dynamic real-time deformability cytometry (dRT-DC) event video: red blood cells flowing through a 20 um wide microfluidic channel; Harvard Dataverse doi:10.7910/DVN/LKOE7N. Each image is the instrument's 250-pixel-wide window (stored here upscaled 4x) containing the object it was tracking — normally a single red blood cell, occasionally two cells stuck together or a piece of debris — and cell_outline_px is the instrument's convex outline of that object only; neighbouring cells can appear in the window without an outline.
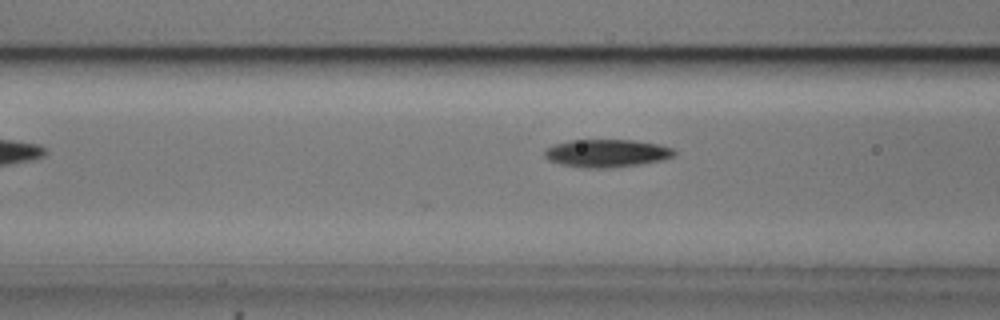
{"species": "common noctule bat (a hibernating species)", "species_latin": "Nyctalus noctula", "temperature_condition": "cold", "stored_images_in_passage": 7, "camera_frame_rate_fps": 3000, "um_per_image_px": 0.085, "animal": {"sex": "male", "body_mass_g": 20.5, "forearm_length_mm": 52.5}, "frame": {"image": 1, "passage_image": 4, "time_ms": 1.0, "image_size_px": [1000, 320], "cell_outline_px": [[676, 156], [664, 160], [640, 164], [612, 168], [580, 168], [560, 164], [548, 160], [544, 156], [544, 148], [552, 144], [568, 140], [632, 140], [660, 144], [672, 148], [676, 152]], "centroid_in_image_um": [51.55, 13.03], "position_along_channel_um": 115.1, "area_um2": 21.5}}